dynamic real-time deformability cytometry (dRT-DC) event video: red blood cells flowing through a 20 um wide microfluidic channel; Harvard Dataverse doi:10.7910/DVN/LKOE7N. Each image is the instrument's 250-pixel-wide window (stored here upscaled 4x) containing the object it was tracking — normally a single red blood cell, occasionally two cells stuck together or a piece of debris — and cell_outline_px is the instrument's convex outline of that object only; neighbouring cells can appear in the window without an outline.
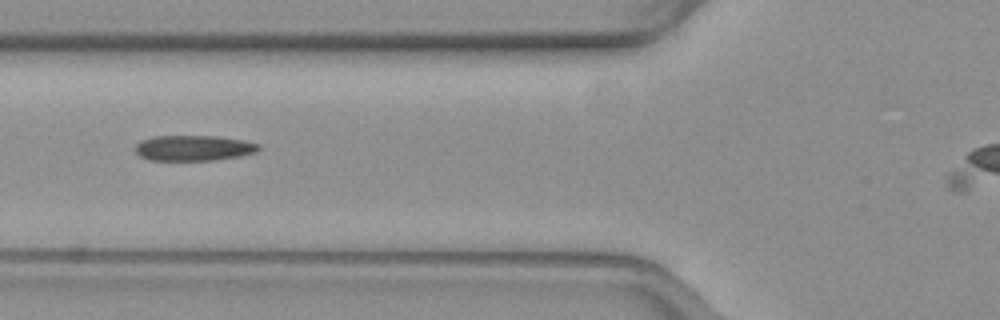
{"species": "common noctule bat (a hibernating species)", "species_latin": "Nyctalus noctula", "temperature_condition": "warm", "stored_images_in_passage": 44, "camera_frame_rate_fps": 3000, "um_per_image_px": 0.085, "animal": {"sex": "female", "body_mass_g": 19.3, "forearm_length_mm": 54.1}, "frame": {"image": 1, "passage_image": 16, "time_ms": 5.0, "image_size_px": [1000, 320], "cell_outline_px": [[260, 148], [256, 152], [240, 156], [212, 160], [148, 160], [140, 156], [136, 152], [136, 144], [140, 140], [152, 136], [216, 136], [244, 140], [260, 144]], "centroid_in_image_um": [16.45, 12.57], "position_along_channel_um": 109.3, "area_um2": 18.38}}
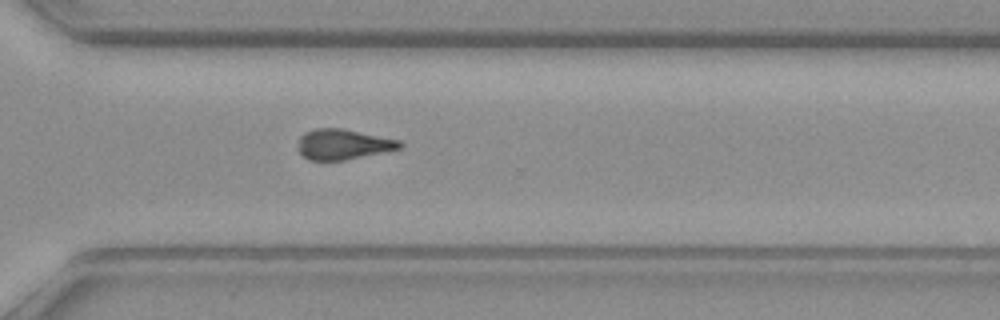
{"frame": {"image": 2, "passage_image": 34, "time_ms": 11.0, "image_size_px": [1000, 320], "cell_outline_px": [[404, 144], [400, 148], [344, 160], [308, 160], [300, 152], [300, 136], [304, 132], [316, 128], [340, 128], [400, 140]], "centroid_in_image_um": [29.16, 12.26], "position_along_channel_um": 341.4, "area_um2": 17.63}}
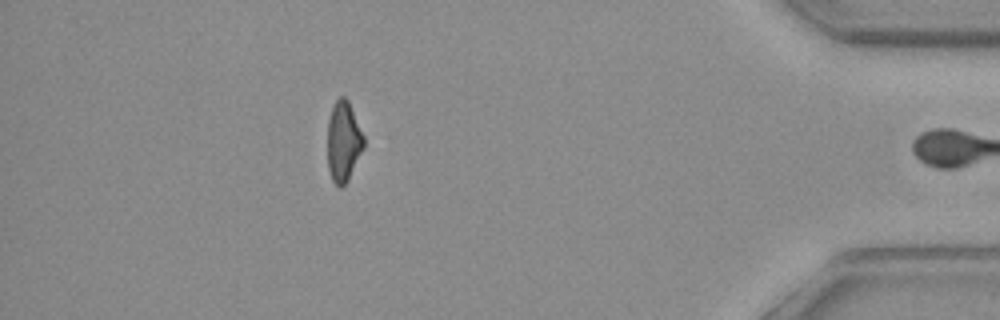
{"frame": {"image": 3, "passage_image": 43, "time_ms": 14.0, "image_size_px": [1000, 320], "cell_outline_px": [[364, 148], [348, 180], [340, 188], [332, 180], [328, 168], [328, 120], [332, 104], [340, 96], [344, 96], [348, 100], [364, 136]], "centroid_in_image_um": [29.19, 12.01], "position_along_channel_um": 406.0, "area_um2": 16.99}, "authors_computed_cell_mechanics": {"area_um2": 17.8024, "velocity_mm_per_s": 3.871, "shape_relaxation_time_tau1_ms": null, "shape_relaxation_time_tau2_ms": 6.5176, "deformation_change_tau1": null, "deformation_change_tau2": 0.1725}}